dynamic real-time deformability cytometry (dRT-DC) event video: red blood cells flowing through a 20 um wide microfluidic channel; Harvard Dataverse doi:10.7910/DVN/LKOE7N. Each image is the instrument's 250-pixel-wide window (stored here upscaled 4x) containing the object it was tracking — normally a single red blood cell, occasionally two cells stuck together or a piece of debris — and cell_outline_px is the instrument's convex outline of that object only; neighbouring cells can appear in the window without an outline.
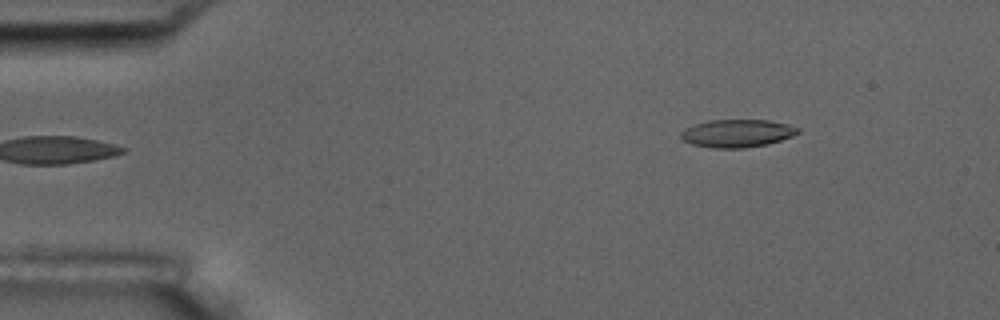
{"species": "common noctule bat (a hibernating species)", "species_latin": "Nyctalus noctula", "temperature_condition": "room temperature", "stored_images_in_passage": 4, "camera_frame_rate_fps": 3000, "um_per_image_px": 0.085, "animal": {"sex": "male", "body_mass_g": 17.5, "forearm_length_mm": 52.3}, "frame": {"image": 1, "passage_image": 4, "time_ms": 4.0, "image_size_px": [1000, 320], "cell_outline_px": [[800, 132], [792, 136], [768, 144], [744, 148], [712, 148], [692, 144], [684, 140], [680, 136], [680, 132], [684, 128], [692, 124], [708, 120], [768, 120], [788, 124], [800, 128]], "centroid_in_image_um": [62.64, 11.32], "position_along_channel_um": 22.4, "area_um2": 19.13}}